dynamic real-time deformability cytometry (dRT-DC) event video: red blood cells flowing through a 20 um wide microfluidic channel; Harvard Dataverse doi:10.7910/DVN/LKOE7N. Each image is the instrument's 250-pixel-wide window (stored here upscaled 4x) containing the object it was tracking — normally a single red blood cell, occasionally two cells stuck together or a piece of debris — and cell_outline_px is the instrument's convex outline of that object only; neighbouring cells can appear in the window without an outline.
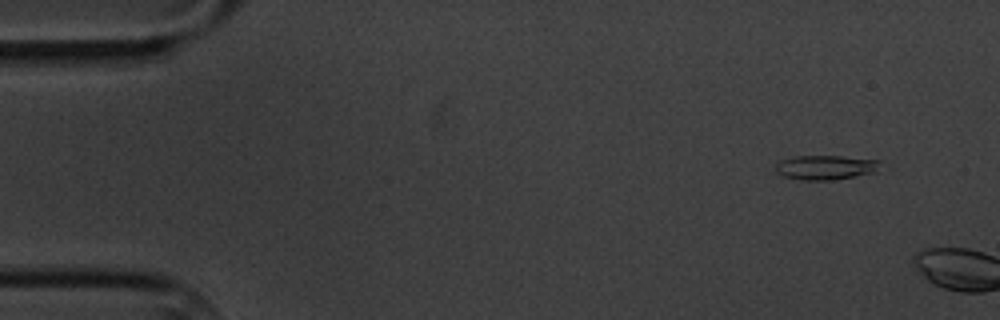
{"species": "common noctule bat (a hibernating species)", "species_latin": "Nyctalus noctula", "temperature_condition": "cold", "stored_images_in_passage": 2, "camera_frame_rate_fps": 3000, "um_per_image_px": 0.085, "animal": {"sex": "male", "body_mass_g": 20.1, "forearm_length_mm": 53.5}, "frame": {"image": 1, "passage_image": 1, "time_ms": 0.0, "image_size_px": [1000, 320], "cell_outline_px": [[880, 160], [876, 172], [832, 180], [800, 180], [784, 176], [776, 172], [776, 164], [780, 160], [792, 156], [840, 156]], "centroid_in_image_um": [70.13, 14.22], "position_along_channel_um": 14.9, "area_um2": 14.85}}